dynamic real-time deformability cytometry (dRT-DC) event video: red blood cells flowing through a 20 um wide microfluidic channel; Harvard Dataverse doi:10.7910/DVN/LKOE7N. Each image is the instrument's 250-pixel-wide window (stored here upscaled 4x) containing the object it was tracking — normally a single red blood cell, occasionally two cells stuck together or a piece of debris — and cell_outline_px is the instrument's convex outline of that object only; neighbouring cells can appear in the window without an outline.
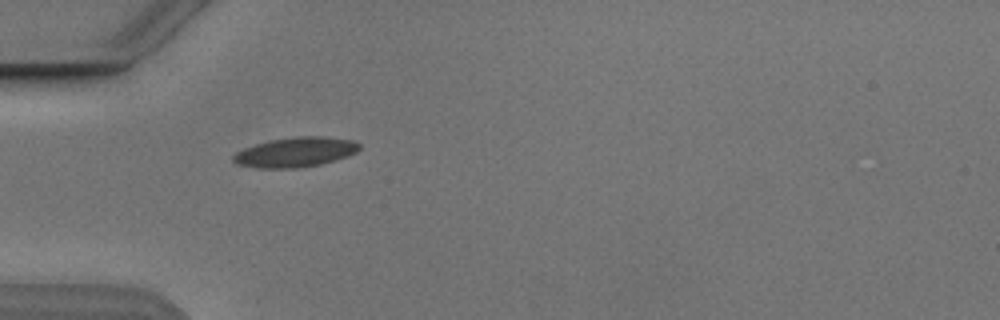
{"species": "Egyptian fruit bat (a non-hibernating species)", "species_latin": "Rousettus aegyptiacus", "temperature_condition": "cold", "stored_images_in_passage": 7, "camera_frame_rate_fps": 3000, "um_per_image_px": 0.085, "animal": {"sex": "male"}, "frame": {"image": 1, "passage_image": 4, "time_ms": 3.667, "image_size_px": [1000, 320], "cell_outline_px": [[360, 148], [356, 152], [348, 156], [336, 160], [320, 164], [296, 168], [256, 168], [236, 164], [232, 160], [232, 156], [236, 152], [244, 148], [256, 144], [272, 140], [296, 136], [324, 136], [352, 140], [360, 144]], "centroid_in_image_um": [25.11, 12.94], "position_along_channel_um": 59.9, "area_um2": 21.91}}
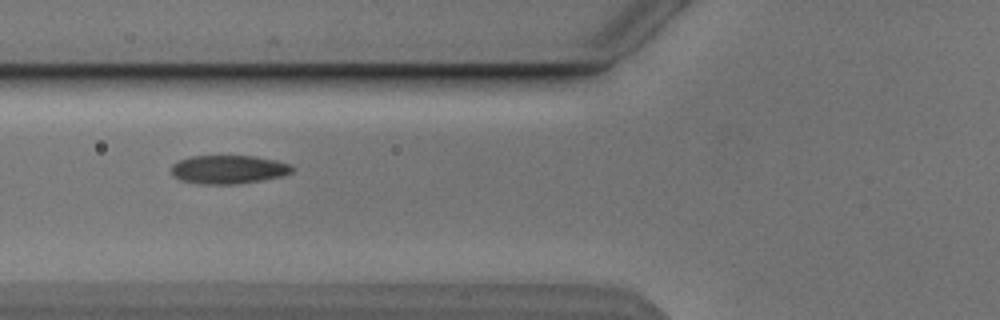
{"frame": {"image": 2, "passage_image": 5, "time_ms": 5.0, "image_size_px": [1000, 320], "cell_outline_px": [[296, 168], [292, 172], [280, 176], [260, 180], [232, 184], [200, 184], [180, 180], [172, 176], [172, 164], [180, 160], [192, 156], [256, 156], [276, 160], [288, 164]], "centroid_in_image_um": [19.4, 14.4], "position_along_channel_um": 106.4, "area_um2": 20.0}}
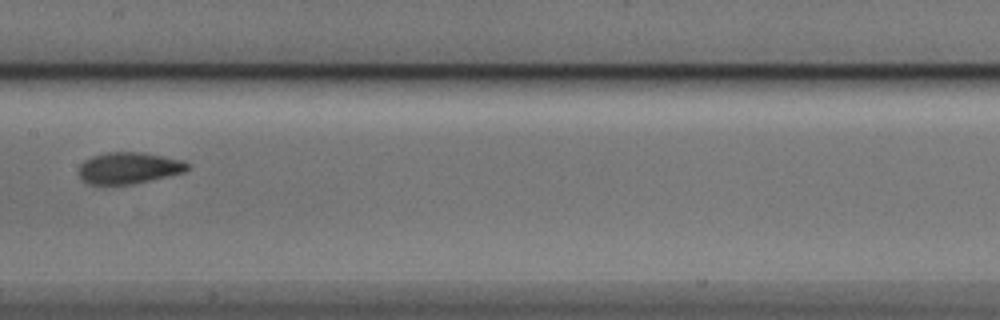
{"frame": {"image": 3, "passage_image": 7, "time_ms": 7.333, "image_size_px": [1000, 320], "cell_outline_px": [[192, 168], [184, 172], [132, 184], [88, 184], [80, 180], [80, 164], [92, 156], [108, 152], [140, 152], [180, 160], [192, 164]], "centroid_in_image_um": [10.96, 14.28], "position_along_channel_um": 196.4, "area_um2": 19.77}}